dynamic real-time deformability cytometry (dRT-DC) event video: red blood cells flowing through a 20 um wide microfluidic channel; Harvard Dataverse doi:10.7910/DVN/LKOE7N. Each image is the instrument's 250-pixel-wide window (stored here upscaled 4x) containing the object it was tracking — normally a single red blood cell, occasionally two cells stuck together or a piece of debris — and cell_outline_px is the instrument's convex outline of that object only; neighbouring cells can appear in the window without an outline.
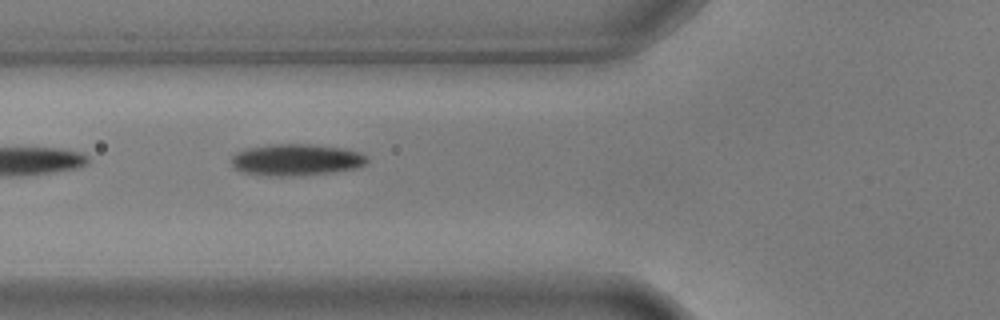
{"species": "common noctule bat (a hibernating species)", "species_latin": "Nyctalus noctula", "temperature_condition": "warm", "stored_images_in_passage": 5, "camera_frame_rate_fps": 3000, "um_per_image_px": 0.085, "animal": {"sex": "male", "body_mass_g": 17.9, "forearm_length_mm": 54.2}, "frame": {"image": 1, "passage_image": 2, "time_ms": 0.333, "image_size_px": [1000, 320], "cell_outline_px": [[368, 160], [364, 164], [356, 168], [332, 172], [288, 176], [276, 176], [244, 172], [236, 168], [232, 164], [232, 156], [236, 152], [248, 148], [272, 144], [308, 144], [344, 148], [360, 152], [368, 156]], "centroid_in_image_um": [25.21, 13.57], "position_along_channel_um": 100.6, "area_um2": 24.74}}
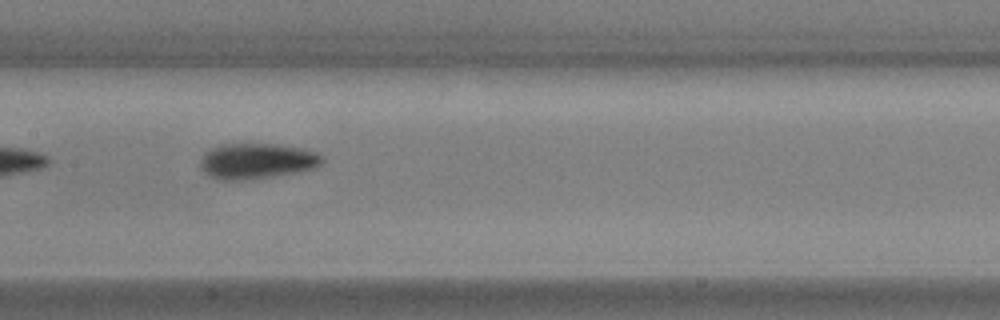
{"frame": {"image": 2, "passage_image": 4, "time_ms": 1.0, "image_size_px": [1000, 320], "cell_outline_px": [[324, 160], [316, 168], [296, 172], [252, 180], [216, 180], [208, 176], [200, 168], [200, 160], [204, 152], [220, 144], [276, 144], [304, 148], [316, 152], [324, 156]], "centroid_in_image_um": [21.82, 13.7], "position_along_channel_um": 185.6, "area_um2": 25.72}}
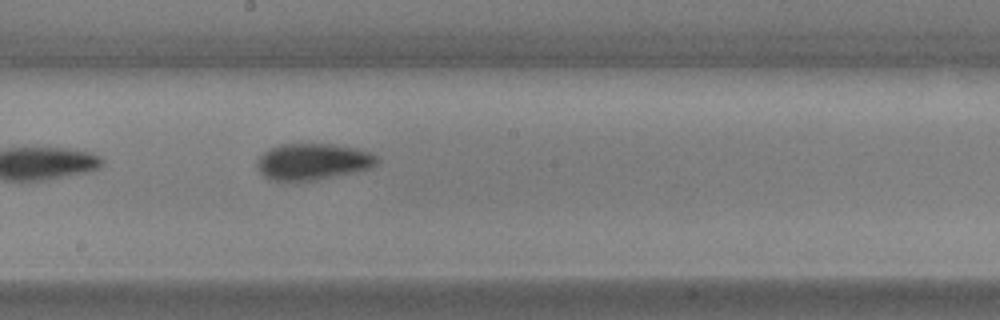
{"frame": {"image": 3, "passage_image": 5, "time_ms": 1.333, "image_size_px": [1000, 320], "cell_outline_px": [[380, 160], [376, 164], [368, 168], [316, 180], [268, 180], [256, 168], [256, 164], [260, 156], [264, 152], [280, 144], [332, 144], [356, 148], [368, 152], [376, 156]], "centroid_in_image_um": [26.55, 13.73], "position_along_channel_um": 221.6, "area_um2": 25.09}}